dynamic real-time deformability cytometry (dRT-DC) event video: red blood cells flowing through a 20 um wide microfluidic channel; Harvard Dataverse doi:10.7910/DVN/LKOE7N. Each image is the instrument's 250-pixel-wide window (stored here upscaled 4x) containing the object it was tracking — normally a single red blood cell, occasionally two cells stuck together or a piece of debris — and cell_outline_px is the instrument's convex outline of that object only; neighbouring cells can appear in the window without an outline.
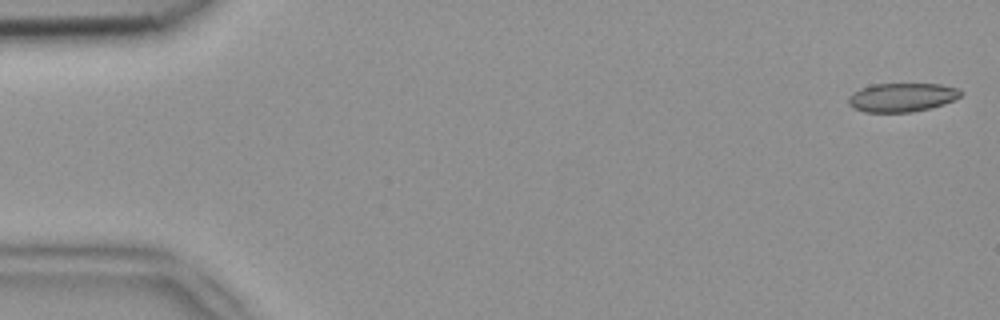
{"species": "common noctule bat (a hibernating species)", "species_latin": "Nyctalus noctula", "temperature_condition": "room temperature", "stored_images_in_passage": 51, "camera_frame_rate_fps": 3000, "um_per_image_px": 0.085, "animal": {"sex": "female", "body_mass_g": 18.4}, "frame": {"image": 1, "passage_image": 1, "time_ms": 0.0, "image_size_px": [1000, 320], "cell_outline_px": [[964, 92], [960, 96], [944, 104], [912, 112], [864, 112], [852, 108], [848, 104], [848, 96], [852, 92], [860, 88], [872, 84], [940, 84], [960, 88]], "centroid_in_image_um": [76.64, 8.27], "position_along_channel_um": 8.4, "area_um2": 19.02}}
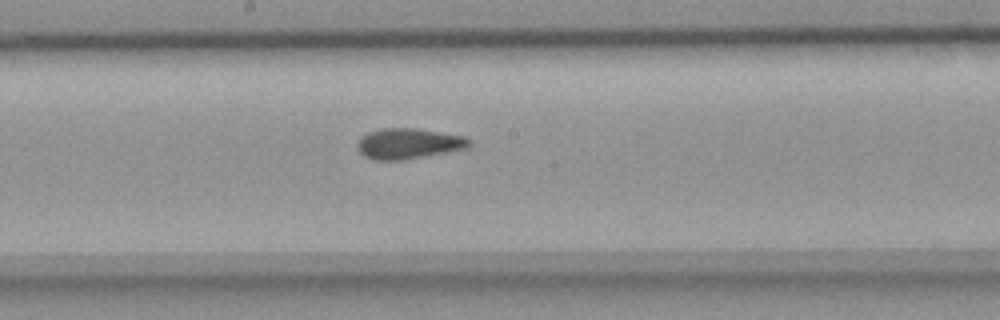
{"frame": {"image": 2, "passage_image": 27, "time_ms": 8.667, "image_size_px": [1000, 320], "cell_outline_px": [[472, 144], [468, 148], [400, 160], [372, 160], [364, 156], [356, 148], [356, 144], [360, 136], [368, 132], [380, 128], [416, 128], [464, 136], [472, 140]], "centroid_in_image_um": [34.69, 12.19], "position_along_channel_um": 213.5, "area_um2": 20.06}}
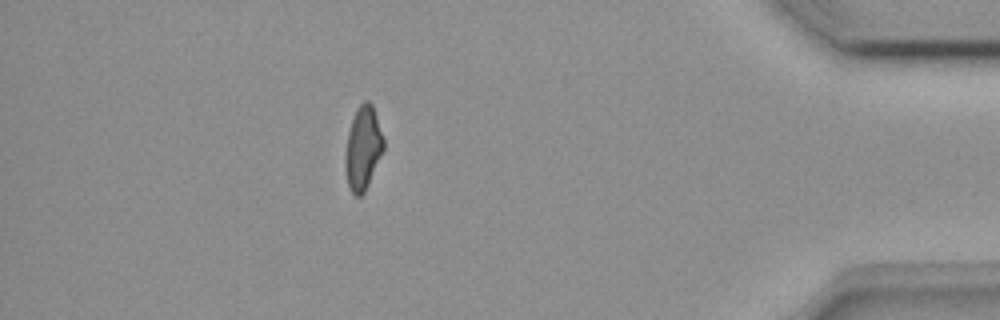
{"frame": {"image": 3, "passage_image": 45, "time_ms": 14.667, "image_size_px": [1000, 320], "cell_outline_px": [[384, 148], [368, 184], [364, 192], [360, 196], [356, 196], [348, 188], [344, 164], [344, 156], [348, 132], [356, 108], [364, 100], [368, 100], [372, 104], [384, 136]], "centroid_in_image_um": [30.84, 12.57], "position_along_channel_um": 404.4, "area_um2": 18.73}, "authors_computed_cell_mechanics": {"area_um2": 19.4786, "velocity_mm_per_s": 3.9492, "shape_relaxation_time_tau1_ms": null, "shape_relaxation_time_tau2_ms": 1.8542, "deformation_change_tau1": null, "deformation_change_tau2": 0.0792}}